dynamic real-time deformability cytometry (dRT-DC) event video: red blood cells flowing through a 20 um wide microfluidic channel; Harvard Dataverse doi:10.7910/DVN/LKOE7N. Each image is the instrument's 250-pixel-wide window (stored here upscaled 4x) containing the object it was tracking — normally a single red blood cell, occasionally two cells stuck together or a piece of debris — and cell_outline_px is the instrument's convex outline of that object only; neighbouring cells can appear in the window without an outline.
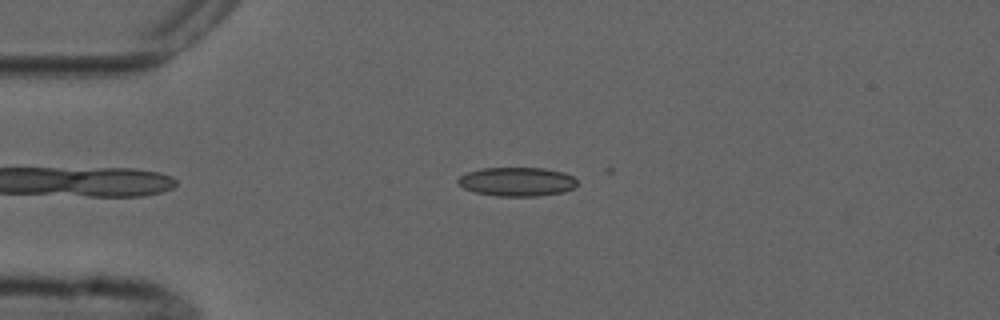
{"species": "common noctule bat (a hibernating species)", "species_latin": "Nyctalus noctula", "temperature_condition": "cold", "stored_images_in_passage": 4, "camera_frame_rate_fps": 3000, "um_per_image_px": 0.085, "animal": {"sex": "male", "forearm_length_mm": 52.5}, "frame": {"image": 1, "passage_image": 4, "time_ms": 4.333, "image_size_px": [1000, 320], "cell_outline_px": [[576, 184], [572, 188], [564, 192], [536, 196], [496, 196], [476, 192], [464, 188], [456, 180], [460, 176], [468, 172], [480, 168], [544, 168], [564, 172], [572, 176], [576, 180]], "centroid_in_image_um": [43.94, 15.44], "position_along_channel_um": 41.1, "area_um2": 20.0}}